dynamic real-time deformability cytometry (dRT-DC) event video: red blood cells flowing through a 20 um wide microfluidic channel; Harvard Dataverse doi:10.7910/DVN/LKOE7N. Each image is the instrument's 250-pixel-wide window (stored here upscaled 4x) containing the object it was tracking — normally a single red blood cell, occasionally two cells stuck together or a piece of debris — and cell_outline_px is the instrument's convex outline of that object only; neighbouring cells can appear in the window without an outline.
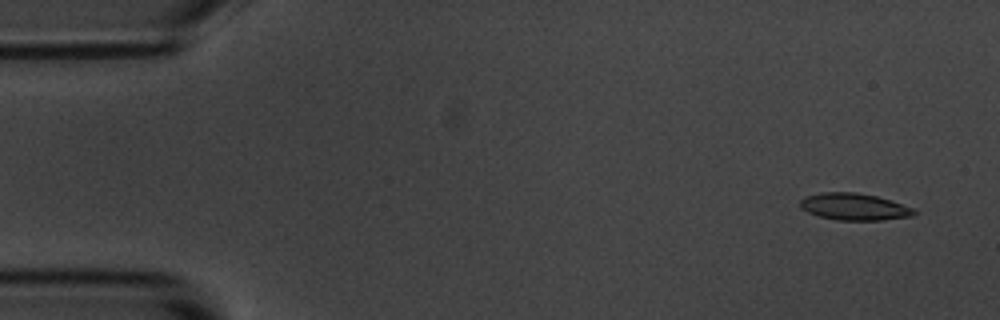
{"species": "common noctule bat (a hibernating species)", "species_latin": "Nyctalus noctula", "temperature_condition": "room temperature", "stored_images_in_passage": 7, "camera_frame_rate_fps": 3000, "um_per_image_px": 0.085, "animal": {"sex": "male", "body_mass_g": 20.1, "forearm_length_mm": 53.5}, "frame": {"image": 1, "passage_image": 1, "time_ms": 0.0, "image_size_px": [1000, 320], "cell_outline_px": [[916, 212], [912, 216], [880, 220], [836, 220], [820, 216], [808, 212], [800, 208], [800, 200], [804, 196], [820, 192], [856, 192], [876, 196], [912, 208]], "centroid_in_image_um": [72.54, 17.56], "position_along_channel_um": 12.5, "area_um2": 17.69}}
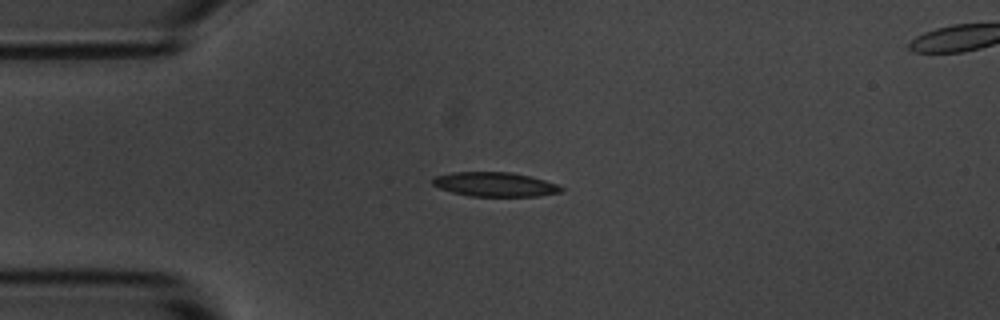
{"frame": {"image": 2, "passage_image": 4, "time_ms": 3.333, "image_size_px": [1000, 320], "cell_outline_px": [[564, 188], [560, 192], [540, 196], [468, 196], [452, 192], [440, 188], [432, 184], [432, 176], [452, 172], [512, 172], [532, 176], [556, 184]], "centroid_in_image_um": [42.04, 15.66], "position_along_channel_um": 43.0, "area_um2": 18.32}}
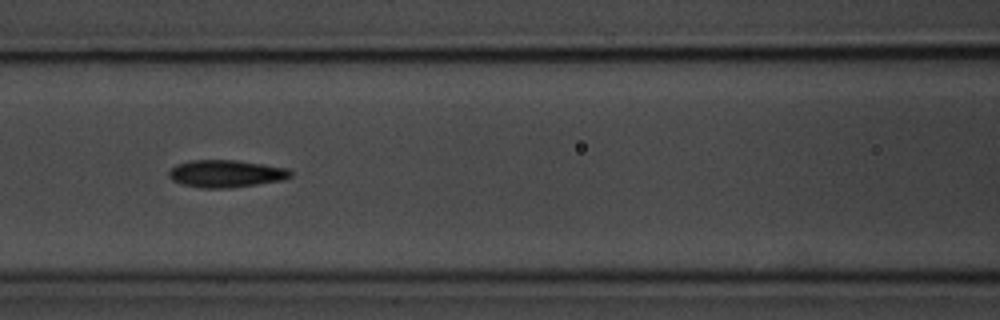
{"frame": {"image": 3, "passage_image": 7, "time_ms": 6.667, "image_size_px": [1000, 320], "cell_outline_px": [[292, 176], [280, 180], [256, 184], [228, 188], [200, 188], [184, 184], [172, 180], [168, 176], [168, 172], [176, 164], [192, 160], [236, 160], [264, 164], [288, 168], [292, 172]], "centroid_in_image_um": [19.2, 14.75], "position_along_channel_um": 147.4, "area_um2": 19.31}}